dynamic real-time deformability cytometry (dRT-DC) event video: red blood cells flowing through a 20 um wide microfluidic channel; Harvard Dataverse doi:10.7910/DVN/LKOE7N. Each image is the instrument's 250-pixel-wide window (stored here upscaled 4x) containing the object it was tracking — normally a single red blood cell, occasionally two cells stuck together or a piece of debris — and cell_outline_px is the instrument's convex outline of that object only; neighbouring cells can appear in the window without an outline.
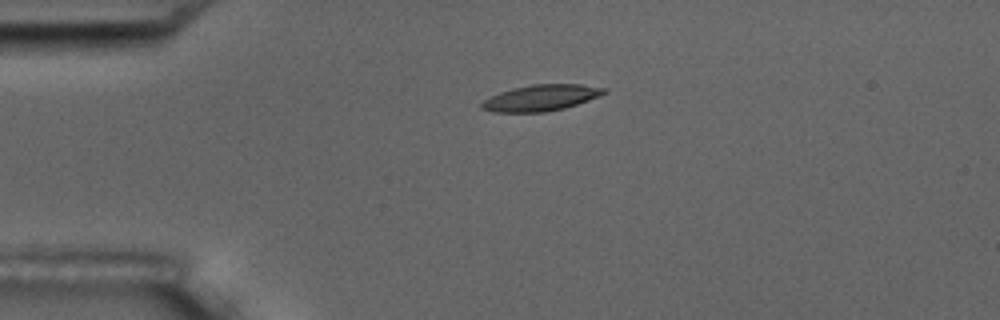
{"species": "common noctule bat (a hibernating species)", "species_latin": "Nyctalus noctula", "temperature_condition": "room temperature", "stored_images_in_passage": 6, "camera_frame_rate_fps": 3000, "um_per_image_px": 0.085, "animal": {"sex": "male", "body_mass_g": 17.5, "forearm_length_mm": 52.3}, "frame": {"image": 1, "passage_image": 4, "time_ms": 3.333, "image_size_px": [1000, 320], "cell_outline_px": [[608, 92], [600, 96], [564, 108], [544, 112], [492, 112], [480, 108], [480, 104], [484, 100], [500, 92], [512, 88], [532, 84], [580, 84], [604, 88]], "centroid_in_image_um": [45.97, 8.31], "position_along_channel_um": 39.0, "area_um2": 18.55}}